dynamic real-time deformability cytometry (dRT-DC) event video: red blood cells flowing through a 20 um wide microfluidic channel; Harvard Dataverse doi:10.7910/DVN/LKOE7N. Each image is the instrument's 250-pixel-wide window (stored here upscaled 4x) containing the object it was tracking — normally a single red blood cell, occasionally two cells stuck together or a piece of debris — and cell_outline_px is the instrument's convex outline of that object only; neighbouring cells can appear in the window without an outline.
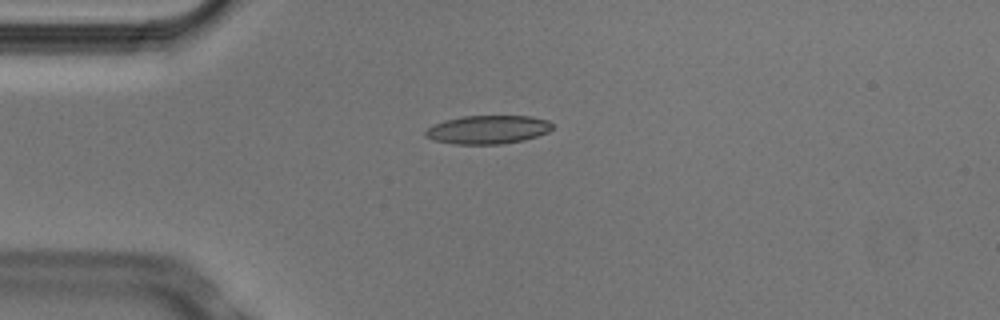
{"species": "Egyptian fruit bat (a non-hibernating species)", "species_latin": "Rousettus aegyptiacus", "temperature_condition": "cold", "stored_images_in_passage": 6, "camera_frame_rate_fps": 3000, "um_per_image_px": 0.085, "animal": {"sex": "male"}, "frame": {"image": 1, "passage_image": 1, "time_ms": 0.0, "image_size_px": [1000, 320], "cell_outline_px": [[552, 128], [548, 132], [524, 140], [500, 144], [452, 144], [432, 140], [424, 136], [424, 132], [432, 124], [444, 120], [464, 116], [532, 116], [548, 120], [552, 124]], "centroid_in_image_um": [41.43, 11.02], "position_along_channel_um": 43.6, "area_um2": 21.21}}
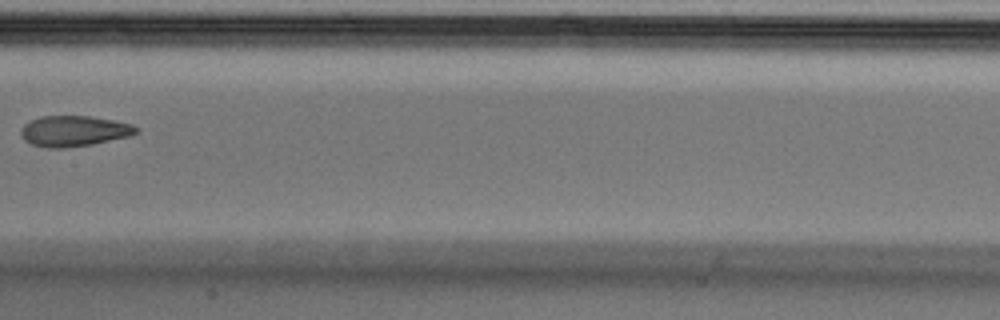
{"frame": {"image": 2, "passage_image": 5, "time_ms": 1.333, "image_size_px": [1000, 320], "cell_outline_px": [[140, 132], [128, 136], [92, 144], [64, 148], [48, 148], [32, 144], [24, 140], [20, 136], [20, 128], [24, 124], [40, 116], [88, 116], [116, 120], [132, 124], [140, 128]], "centroid_in_image_um": [6.29, 11.13], "position_along_channel_um": 201.1, "area_um2": 20.75}}
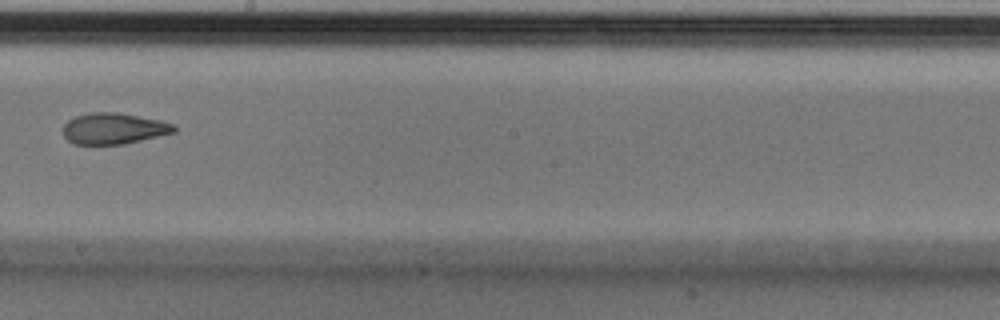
{"frame": {"image": 3, "passage_image": 6, "time_ms": 1.667, "image_size_px": [1000, 320], "cell_outline_px": [[176, 132], [124, 144], [72, 144], [64, 136], [64, 124], [68, 120], [76, 116], [92, 112], [120, 112], [160, 120], [172, 124], [176, 128]], "centroid_in_image_um": [9.67, 10.92], "position_along_channel_um": 238.5, "area_um2": 20.11}}